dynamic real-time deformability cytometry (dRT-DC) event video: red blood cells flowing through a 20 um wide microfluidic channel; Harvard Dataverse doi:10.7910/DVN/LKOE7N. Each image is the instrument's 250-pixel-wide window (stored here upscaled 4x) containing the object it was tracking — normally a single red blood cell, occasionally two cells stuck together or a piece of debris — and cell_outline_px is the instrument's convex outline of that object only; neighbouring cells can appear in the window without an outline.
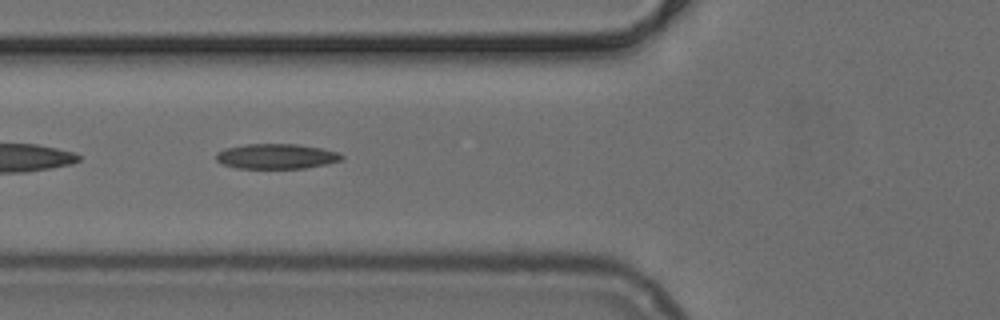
{"species": "common noctule bat (a hibernating species)", "species_latin": "Nyctalus noctula", "temperature_condition": "cold", "stored_images_in_passage": 51, "segment_of_instrument_passage": [2, 2], "camera_frame_rate_fps": 3000, "um_per_image_px": 0.085, "animal": {"sex": "female", "body_mass_g": 24.6, "forearm_length_mm": 56.2}, "frame": {"image": 1, "passage_image": 19, "time_ms": 6.0, "image_size_px": [1000, 320], "cell_outline_px": [[344, 160], [328, 164], [304, 168], [236, 168], [224, 164], [216, 160], [216, 152], [224, 148], [248, 144], [296, 144], [320, 148], [340, 152], [344, 156]], "centroid_in_image_um": [23.53, 13.28], "position_along_channel_um": 102.3, "area_um2": 18.44}}
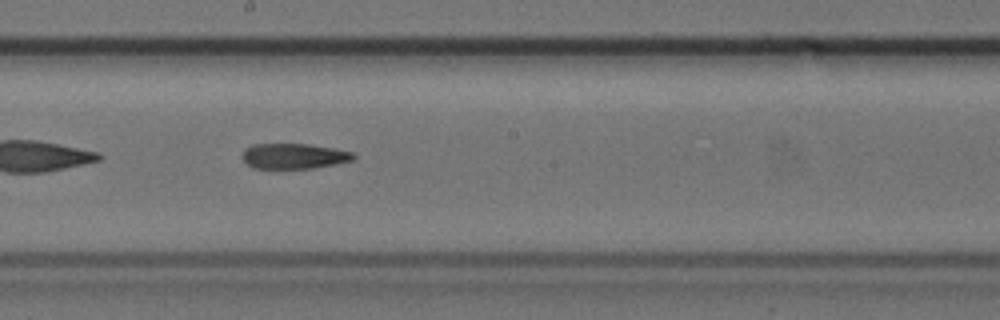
{"frame": {"image": 2, "passage_image": 28, "time_ms": 9.0, "image_size_px": [1000, 320], "cell_outline_px": [[356, 156], [352, 160], [336, 164], [312, 168], [252, 168], [240, 156], [244, 148], [252, 144], [308, 144], [356, 152]], "centroid_in_image_um": [24.97, 13.26], "position_along_channel_um": 223.2, "area_um2": 16.53}}
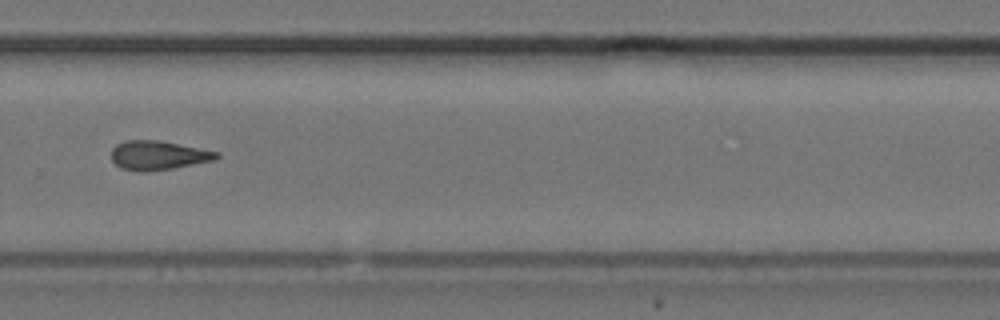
{"frame": {"image": 3, "passage_image": 35, "time_ms": 11.333, "image_size_px": [1000, 320], "cell_outline_px": [[220, 156], [216, 160], [172, 168], [148, 172], [136, 172], [120, 168], [112, 160], [112, 148], [116, 144], [128, 140], [156, 140], [220, 152]], "centroid_in_image_um": [13.44, 13.22], "position_along_channel_um": 316.4, "area_um2": 17.86}}